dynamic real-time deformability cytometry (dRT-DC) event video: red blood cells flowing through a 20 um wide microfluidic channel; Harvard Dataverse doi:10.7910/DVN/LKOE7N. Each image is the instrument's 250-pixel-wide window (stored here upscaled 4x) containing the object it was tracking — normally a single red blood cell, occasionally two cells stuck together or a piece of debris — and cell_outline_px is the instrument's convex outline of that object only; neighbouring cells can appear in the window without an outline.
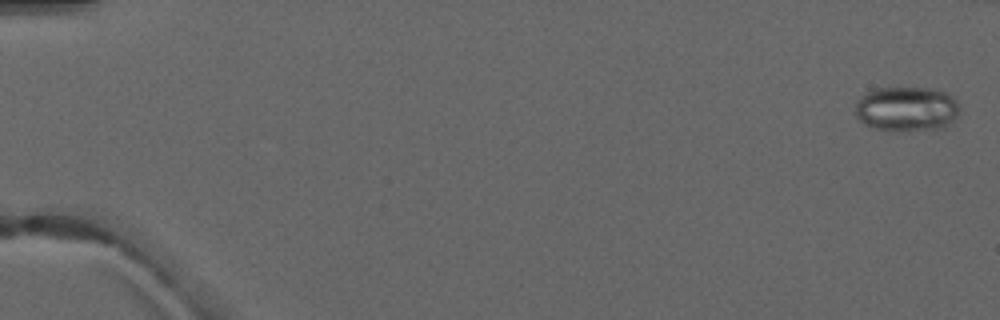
{"species": "common noctule bat (a hibernating species)", "species_latin": "Nyctalus noctula", "temperature_condition": "warm", "stored_images_in_passage": 6, "camera_frame_rate_fps": 3000, "um_per_image_px": 0.085, "animal": {"sex": "male", "forearm_length_mm": 52.5}, "frame": {"image": 1, "passage_image": 1, "time_ms": 0.0, "image_size_px": [1000, 320], "cell_outline_px": [[960, 112], [944, 128], [908, 132], [876, 128], [864, 124], [856, 116], [856, 104], [868, 92], [876, 88], [936, 88], [952, 96], [960, 104]], "centroid_in_image_um": [77.12, 9.27], "position_along_channel_um": 7.9, "area_um2": 27.34}}